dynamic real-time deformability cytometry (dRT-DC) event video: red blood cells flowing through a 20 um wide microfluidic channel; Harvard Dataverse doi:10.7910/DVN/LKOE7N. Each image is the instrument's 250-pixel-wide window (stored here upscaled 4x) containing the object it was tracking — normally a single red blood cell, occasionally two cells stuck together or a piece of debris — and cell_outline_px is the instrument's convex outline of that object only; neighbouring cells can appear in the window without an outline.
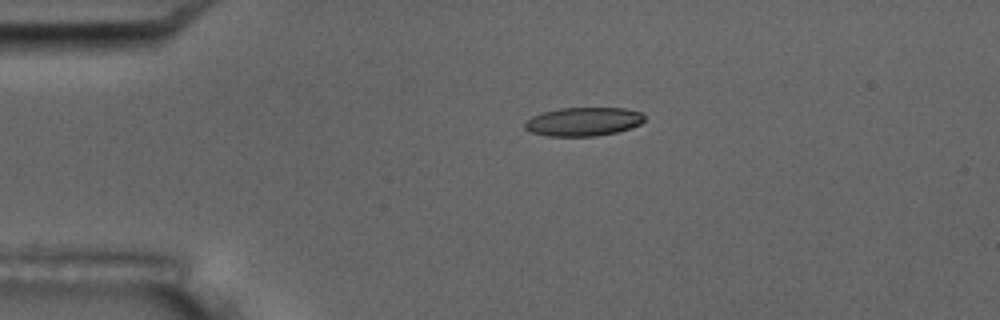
{"species": "common noctule bat (a hibernating species)", "species_latin": "Nyctalus noctula", "temperature_condition": "room temperature", "stored_images_in_passage": 2, "camera_frame_rate_fps": 3000, "um_per_image_px": 0.085, "animal": {"sex": "male", "body_mass_g": 17.5, "forearm_length_mm": 52.3}, "frame": {"image": 1, "passage_image": 1, "time_ms": 0.0, "image_size_px": [1000, 320], "cell_outline_px": [[644, 120], [640, 124], [616, 132], [596, 136], [548, 136], [532, 132], [524, 128], [524, 124], [532, 116], [540, 112], [560, 108], [624, 108], [640, 112], [644, 116]], "centroid_in_image_um": [49.56, 10.33], "position_along_channel_um": 35.4, "area_um2": 19.88}}